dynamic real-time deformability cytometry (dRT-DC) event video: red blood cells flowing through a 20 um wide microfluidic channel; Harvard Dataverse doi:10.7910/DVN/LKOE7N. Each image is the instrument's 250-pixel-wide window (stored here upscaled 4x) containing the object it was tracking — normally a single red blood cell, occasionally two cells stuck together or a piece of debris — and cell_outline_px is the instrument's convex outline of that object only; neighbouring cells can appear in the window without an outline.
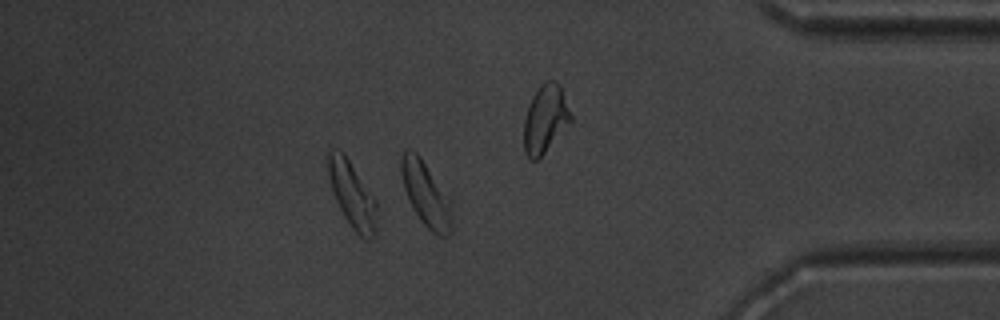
{"species": "common noctule bat (a hibernating species)", "species_latin": "Nyctalus noctula", "temperature_condition": "warm", "stored_images_in_passage": 52, "camera_frame_rate_fps": 3000, "um_per_image_px": 0.085, "animal": {"sex": "male", "body_mass_g": 20.1, "forearm_length_mm": 53.5}, "frame": {"image": 1, "passage_image": 45, "time_ms": 14.667, "image_size_px": [1000, 320], "cell_outline_px": [[452, 232], [448, 236], [436, 236], [424, 224], [408, 200], [404, 188], [400, 172], [400, 160], [404, 148], [408, 148], [416, 152], [420, 156], [452, 200]], "centroid_in_image_um": [36.22, 16.49], "position_along_channel_um": 399.0, "area_um2": 19.48}, "authors_computed_cell_mechanics": {"area_um2": 18.9584, "velocity_mm_per_s": 3.9705, "shape_relaxation_time_tau1_ms": 1.8849, "shape_relaxation_time_tau2_ms": 2.6177, "deformation_change_tau1": 0.1052, "deformation_change_tau2": 0.087}}